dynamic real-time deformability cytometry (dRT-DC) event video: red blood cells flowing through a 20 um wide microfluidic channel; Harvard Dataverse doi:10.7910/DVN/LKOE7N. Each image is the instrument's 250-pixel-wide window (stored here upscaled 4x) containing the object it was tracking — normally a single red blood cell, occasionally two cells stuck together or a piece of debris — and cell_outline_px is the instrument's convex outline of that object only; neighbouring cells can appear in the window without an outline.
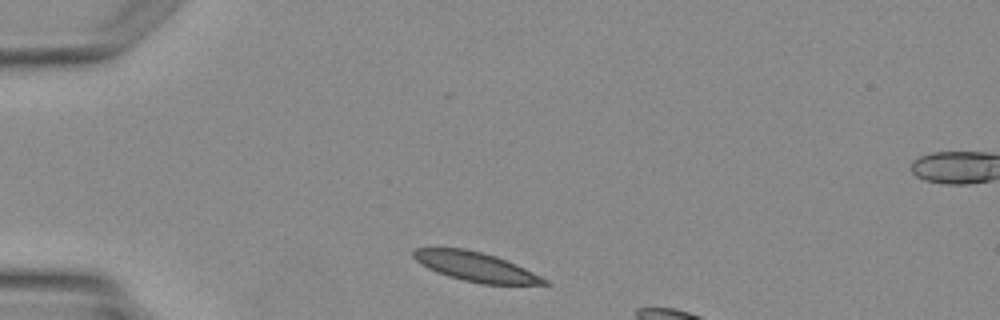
{"species": "Egyptian fruit bat (a non-hibernating species)", "species_latin": "Rousettus aegyptiacus", "temperature_condition": "warm", "stored_images_in_passage": 4, "segment_of_instrument_passage": [1, 2], "camera_frame_rate_fps": 3000, "um_per_image_px": 0.085, "animal": {"sex": "female"}, "frame": {"image": 1, "passage_image": 1, "time_ms": 0.0, "image_size_px": [1000, 320], "cell_outline_px": [[552, 284], [480, 284], [448, 276], [428, 268], [420, 264], [412, 256], [412, 252], [416, 248], [464, 248], [496, 256], [516, 264], [548, 280]], "centroid_in_image_um": [40.41, 22.67], "position_along_channel_um": 44.6, "area_um2": 22.08}}
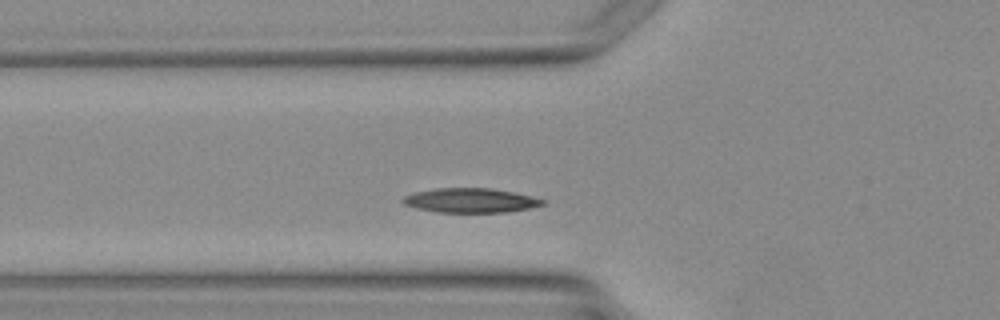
{"frame": {"image": 2, "passage_image": 3, "time_ms": 3.0, "image_size_px": [1000, 320], "cell_outline_px": [[548, 200], [544, 204], [528, 208], [508, 212], [436, 212], [416, 208], [404, 204], [400, 200], [404, 196], [412, 192], [436, 188], [492, 188], [532, 196]], "centroid_in_image_um": [39.97, 17.03], "position_along_channel_um": 85.8, "area_um2": 20.0}}